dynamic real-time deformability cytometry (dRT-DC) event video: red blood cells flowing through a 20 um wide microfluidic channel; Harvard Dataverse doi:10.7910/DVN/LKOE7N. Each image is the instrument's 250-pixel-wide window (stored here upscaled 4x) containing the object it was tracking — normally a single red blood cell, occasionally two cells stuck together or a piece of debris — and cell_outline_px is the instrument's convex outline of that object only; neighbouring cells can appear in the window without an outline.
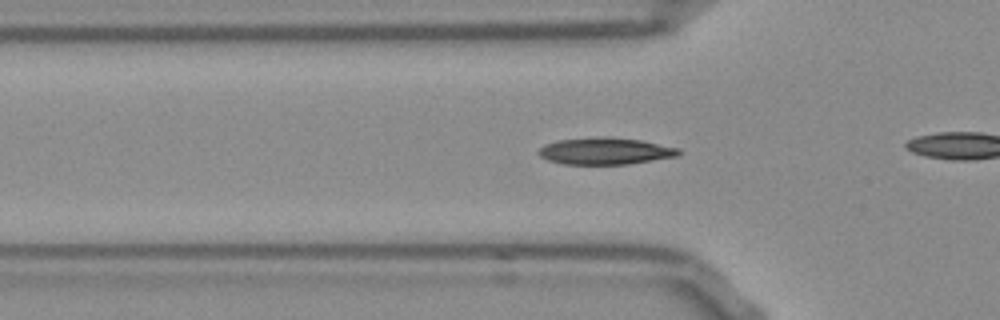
{"species": "Egyptian fruit bat (a non-hibernating species)", "species_latin": "Rousettus aegyptiacus", "temperature_condition": "room temperature", "stored_images_in_passage": 20, "camera_frame_rate_fps": 3000, "um_per_image_px": 0.085, "frame": {"image": 1, "passage_image": 10, "time_ms": 3.0, "image_size_px": [1000, 320], "cell_outline_px": [[680, 152], [676, 156], [628, 164], [564, 164], [548, 160], [540, 156], [536, 152], [544, 144], [556, 140], [596, 136], [612, 136], [640, 140], [680, 148]], "centroid_in_image_um": [51.4, 12.82], "position_along_channel_um": 74.4, "area_um2": 22.08}}